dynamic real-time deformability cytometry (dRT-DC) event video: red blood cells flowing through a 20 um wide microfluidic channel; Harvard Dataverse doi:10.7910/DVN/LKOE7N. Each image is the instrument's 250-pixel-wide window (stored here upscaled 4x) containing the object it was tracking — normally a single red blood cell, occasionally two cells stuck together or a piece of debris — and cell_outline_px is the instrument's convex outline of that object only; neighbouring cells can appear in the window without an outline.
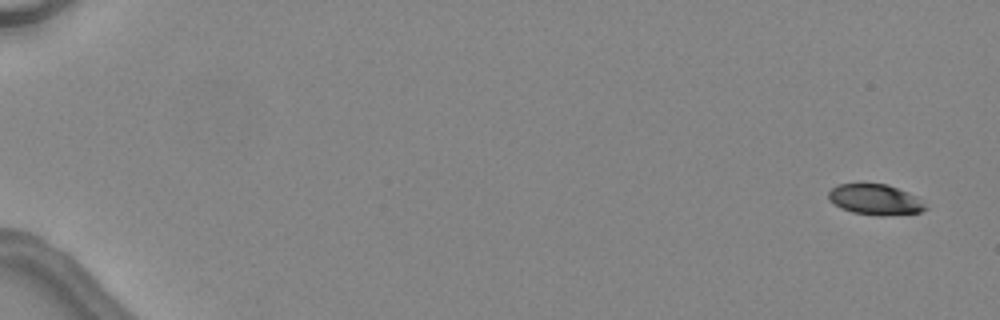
{"species": "common noctule bat (a hibernating species)", "species_latin": "Nyctalus noctula", "temperature_condition": "warm", "stored_images_in_passage": 3, "camera_frame_rate_fps": 3000, "um_per_image_px": 0.085, "animal": {"sex": "female", "body_mass_g": 24.6, "forearm_length_mm": 56.2}, "frame": {"image": 1, "passage_image": 1, "time_ms": 0.0, "image_size_px": [1000, 320], "cell_outline_px": [[928, 208], [920, 212], [884, 216], [880, 216], [852, 212], [840, 208], [828, 200], [828, 192], [836, 184], [888, 184], [908, 192], [916, 196]], "centroid_in_image_um": [74.37, 16.96], "position_along_channel_um": 10.6, "area_um2": 17.34}}